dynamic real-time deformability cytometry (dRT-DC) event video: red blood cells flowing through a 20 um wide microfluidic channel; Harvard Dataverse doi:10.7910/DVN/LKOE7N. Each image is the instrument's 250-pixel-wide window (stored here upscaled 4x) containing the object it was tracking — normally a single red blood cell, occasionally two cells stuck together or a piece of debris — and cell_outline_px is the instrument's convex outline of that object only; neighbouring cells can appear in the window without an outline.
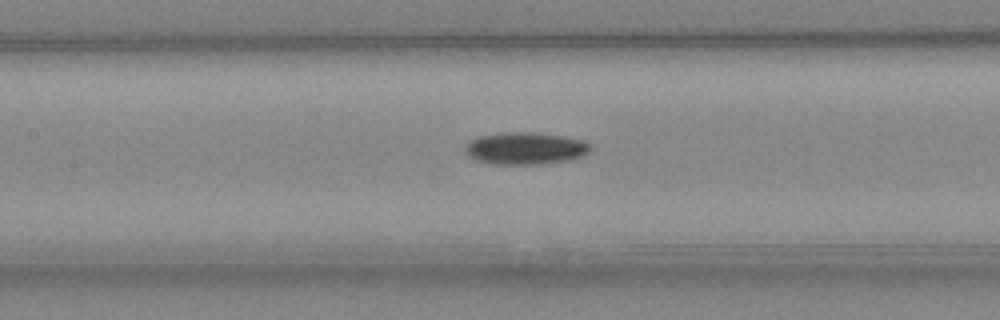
{"species": "Egyptian fruit bat (a non-hibernating species)", "species_latin": "Rousettus aegyptiacus", "temperature_condition": "cold", "stored_images_in_passage": 33, "camera_frame_rate_fps": 3000, "um_per_image_px": 0.085, "animal": {"sex": "female"}, "frame": {"image": 1, "passage_image": 7, "time_ms": 2.0, "image_size_px": [1000, 320], "cell_outline_px": [[592, 148], [584, 156], [572, 160], [544, 164], [488, 164], [476, 160], [468, 156], [464, 148], [472, 140], [480, 136], [512, 132], [528, 132], [560, 136], [584, 140], [592, 144]], "centroid_in_image_um": [44.71, 12.63], "position_along_channel_um": 162.7, "area_um2": 23.52}}
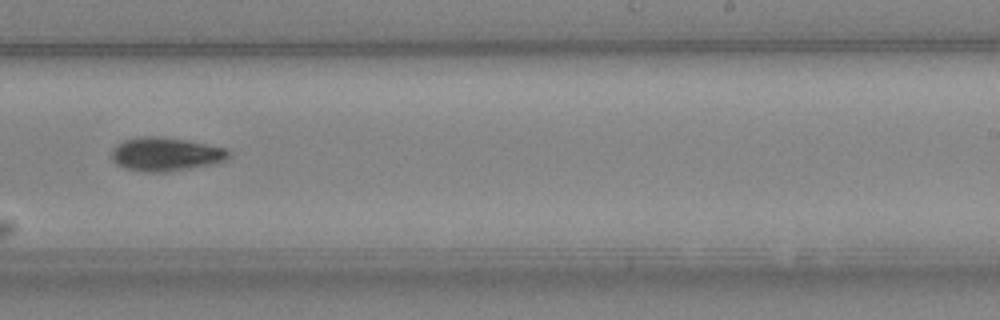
{"frame": {"image": 2, "passage_image": 15, "time_ms": 4.667, "image_size_px": [1000, 320], "cell_outline_px": [[232, 152], [224, 160], [212, 164], [168, 172], [140, 172], [124, 168], [116, 164], [112, 160], [112, 148], [116, 144], [124, 140], [140, 136], [156, 136], [184, 140], [228, 148]], "centroid_in_image_um": [14.05, 13.11], "position_along_channel_um": 275.0, "area_um2": 23.06}}
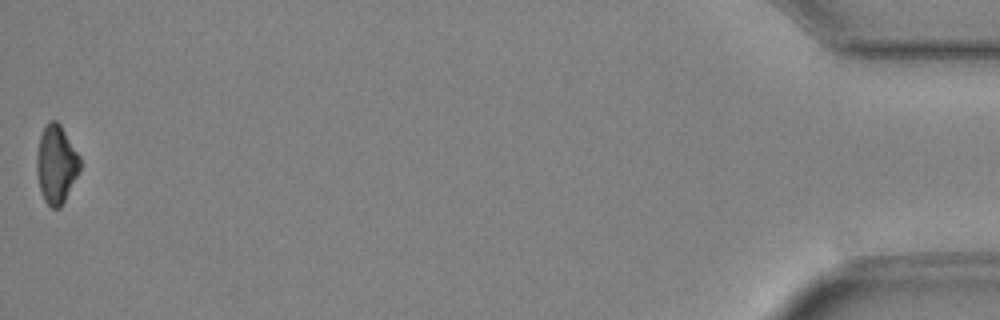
{"frame": {"image": 3, "passage_image": 33, "time_ms": 10.667, "image_size_px": [1000, 320], "cell_outline_px": [[80, 172], [60, 208], [52, 208], [44, 200], [40, 192], [36, 172], [36, 156], [40, 136], [44, 124], [48, 120], [56, 120], [60, 124], [80, 156]], "centroid_in_image_um": [4.77, 13.95], "position_along_channel_um": 430.4, "area_um2": 20.0}}